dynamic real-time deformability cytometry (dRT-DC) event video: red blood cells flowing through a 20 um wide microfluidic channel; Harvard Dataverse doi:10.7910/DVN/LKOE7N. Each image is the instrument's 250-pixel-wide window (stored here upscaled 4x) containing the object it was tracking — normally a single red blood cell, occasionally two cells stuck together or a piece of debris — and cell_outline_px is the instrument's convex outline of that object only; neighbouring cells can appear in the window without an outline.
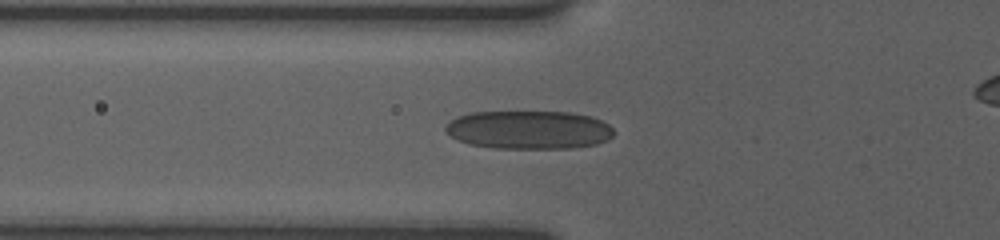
{"species": "human", "species_latin": "Homo sapiens", "temperature_condition": "room temperature", "stored_images_in_passage": 33, "camera_frame_rate_fps": 3000, "um_per_image_px": 0.085, "donor": {"sex": "female"}, "frame": {"image": 1, "passage_image": 2, "time_ms": 0.333, "image_size_px": [1000, 240], "cell_outline_px": [[616, 132], [608, 140], [596, 144], [572, 148], [492, 148], [468, 144], [444, 132], [444, 128], [456, 116], [472, 112], [572, 112], [592, 116], [608, 124]], "centroid_in_image_um": [44.97, 11.03], "position_along_channel_um": 80.8, "area_um2": 37.86}}
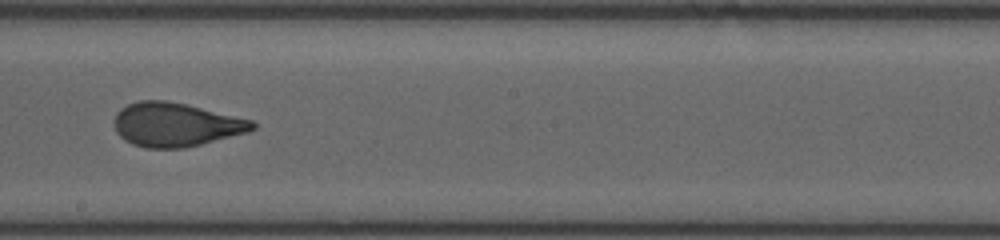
{"frame": {"image": 2, "passage_image": 14, "time_ms": 4.333, "image_size_px": [1000, 240], "cell_outline_px": [[256, 128], [248, 132], [184, 148], [148, 148], [132, 144], [124, 140], [116, 132], [116, 112], [120, 108], [128, 104], [140, 100], [168, 100], [252, 120], [256, 124]], "centroid_in_image_um": [14.92, 10.59], "position_along_channel_um": 233.3, "area_um2": 35.03}}
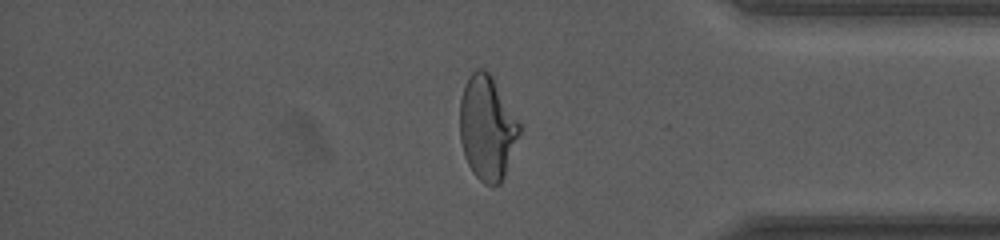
{"frame": {"image": 3, "passage_image": 28, "time_ms": 9.0, "image_size_px": [1000, 240], "cell_outline_px": [[520, 132], [504, 176], [500, 184], [484, 184], [472, 172], [464, 156], [460, 140], [460, 96], [472, 72], [480, 68], [484, 68], [492, 76], [520, 124]], "centroid_in_image_um": [41.39, 10.87], "position_along_channel_um": 393.8, "area_um2": 35.78}}